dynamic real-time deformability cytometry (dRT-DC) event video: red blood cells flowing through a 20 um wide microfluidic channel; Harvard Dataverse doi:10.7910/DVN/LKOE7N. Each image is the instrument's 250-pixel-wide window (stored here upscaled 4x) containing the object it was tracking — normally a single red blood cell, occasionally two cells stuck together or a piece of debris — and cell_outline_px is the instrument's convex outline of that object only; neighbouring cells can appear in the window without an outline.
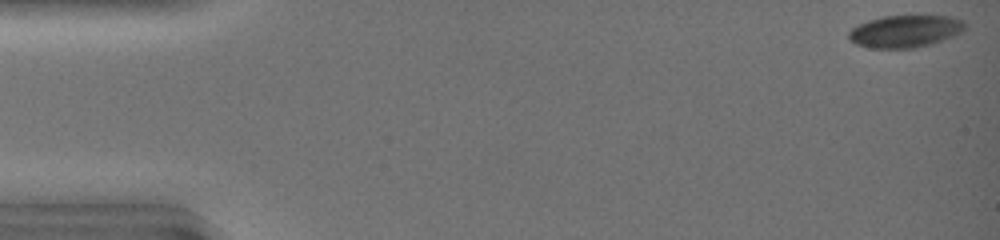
{"species": "common noctule bat (a hibernating species)", "species_latin": "Nyctalus noctula", "temperature_condition": "warm", "stored_images_in_passage": 6, "camera_frame_rate_fps": 3000, "um_per_image_px": 0.085, "animal": {"sex": "female", "body_mass_g": 19.0, "forearm_length_mm": 51.5}, "frame": {"image": 1, "passage_image": 1, "time_ms": 0.0, "image_size_px": [1000, 240], "cell_outline_px": [[964, 28], [960, 32], [952, 36], [916, 48], [872, 48], [856, 44], [848, 40], [848, 32], [852, 28], [868, 20], [884, 16], [952, 16], [964, 20]], "centroid_in_image_um": [76.9, 2.65], "position_along_channel_um": 8.1, "area_um2": 21.62}}